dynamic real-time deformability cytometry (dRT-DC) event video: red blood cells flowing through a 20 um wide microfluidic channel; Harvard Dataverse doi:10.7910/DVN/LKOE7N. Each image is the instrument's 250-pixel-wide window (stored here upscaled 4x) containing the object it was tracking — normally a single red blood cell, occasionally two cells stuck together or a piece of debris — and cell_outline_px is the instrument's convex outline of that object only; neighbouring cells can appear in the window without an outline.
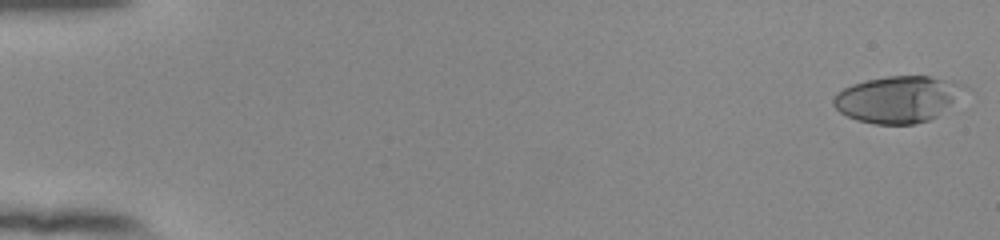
{"species": "human", "species_latin": "Homo sapiens", "temperature_condition": "room temperature", "stored_images_in_passage": 54, "camera_frame_rate_fps": 3000, "um_per_image_px": 0.085, "donor": {"sex": "female"}, "frame": {"image": 1, "passage_image": 1, "time_ms": 0.0, "image_size_px": [1000, 240], "cell_outline_px": [[968, 88], [936, 116], [928, 120], [912, 124], [876, 124], [856, 120], [840, 112], [832, 104], [832, 100], [836, 92], [852, 84], [868, 80], [888, 76], [928, 76], [956, 80], [964, 84]], "centroid_in_image_um": [76.3, 8.42], "position_along_channel_um": 8.7, "area_um2": 35.37}}
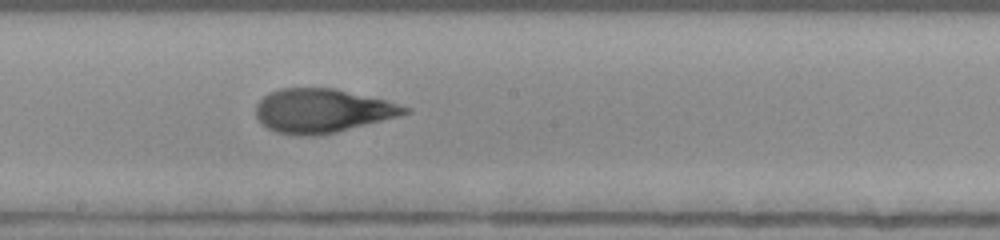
{"frame": {"image": 2, "passage_image": 31, "time_ms": 10.0, "image_size_px": [1000, 240], "cell_outline_px": [[412, 112], [336, 132], [316, 136], [300, 136], [276, 132], [268, 128], [256, 116], [256, 104], [268, 92], [280, 88], [336, 88], [384, 100], [412, 108]], "centroid_in_image_um": [27.37, 9.41], "position_along_channel_um": 220.8, "area_um2": 37.86}}
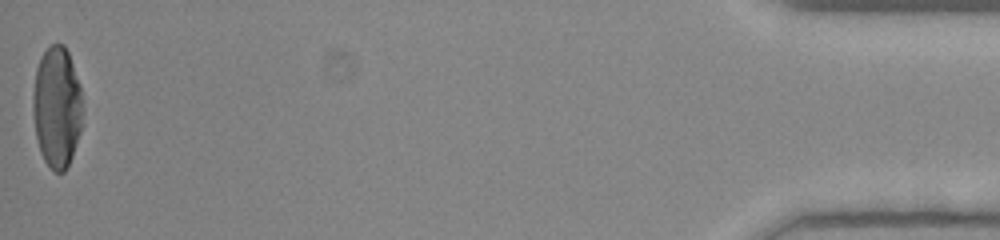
{"frame": {"image": 3, "passage_image": 54, "time_ms": 17.667, "image_size_px": [1000, 240], "cell_outline_px": [[84, 108], [80, 132], [72, 156], [64, 172], [52, 172], [44, 160], [40, 152], [36, 136], [32, 112], [32, 96], [36, 68], [40, 56], [52, 44], [64, 44], [68, 52], [80, 84]], "centroid_in_image_um": [4.84, 9.11], "position_along_channel_um": 430.4, "area_um2": 35.66}, "authors_computed_cell_mechanics": {"area_um2": 36.7608, "velocity_mm_per_s": 3.9019, "shape_relaxation_time_tau1_ms": 6.0152, "shape_relaxation_time_tau2_ms": 1.3503, "deformation_change_tau1": 0.2598, "deformation_change_tau2": 0.0855}}